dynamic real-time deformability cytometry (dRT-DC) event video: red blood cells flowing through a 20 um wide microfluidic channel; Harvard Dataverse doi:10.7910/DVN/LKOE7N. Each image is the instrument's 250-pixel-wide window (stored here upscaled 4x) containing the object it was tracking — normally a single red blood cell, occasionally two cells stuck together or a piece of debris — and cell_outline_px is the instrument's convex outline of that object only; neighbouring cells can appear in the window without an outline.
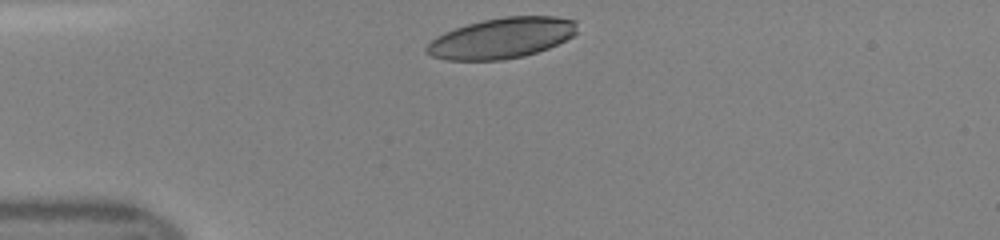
{"species": "human", "species_latin": "Homo sapiens", "temperature_condition": "room temperature", "stored_images_in_passage": 36, "camera_frame_rate_fps": 3000, "um_per_image_px": 0.085, "donor": {"sex": "female"}, "frame": {"image": 1, "passage_image": 1, "time_ms": 0.0, "image_size_px": [1000, 240], "cell_outline_px": [[576, 32], [572, 36], [548, 48], [524, 56], [500, 60], [448, 60], [432, 56], [424, 52], [424, 48], [436, 36], [444, 32], [468, 24], [484, 20], [504, 16], [556, 16], [576, 20]], "centroid_in_image_um": [42.62, 3.23], "position_along_channel_um": 42.4, "area_um2": 35.49}}
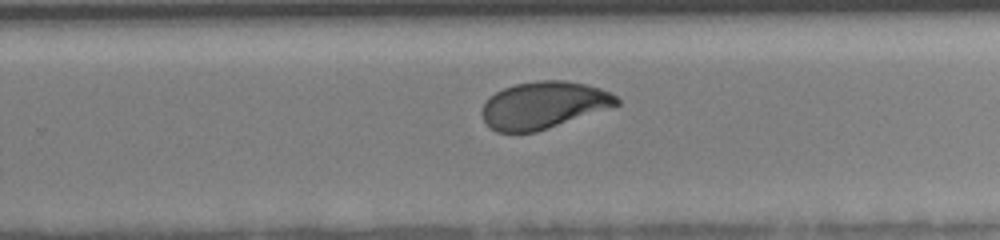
{"frame": {"image": 2, "passage_image": 20, "time_ms": 6.333, "image_size_px": [1000, 240], "cell_outline_px": [[620, 104], [536, 132], [496, 132], [484, 120], [480, 112], [488, 96], [504, 88], [516, 84], [536, 80], [564, 80], [584, 84], [600, 88], [616, 96], [620, 100]], "centroid_in_image_um": [46.17, 8.92], "position_along_channel_um": 283.6, "area_um2": 36.65}}
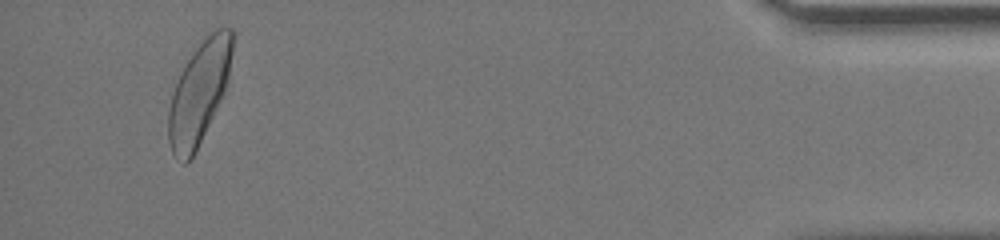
{"frame": {"image": 3, "passage_image": 34, "time_ms": 11.0, "image_size_px": [1000, 240], "cell_outline_px": [[236, 32], [228, 80], [224, 92], [192, 156], [184, 164], [172, 152], [168, 140], [168, 112], [172, 96], [176, 84], [188, 60], [196, 48], [220, 24], [232, 28]], "centroid_in_image_um": [16.97, 7.78], "position_along_channel_um": 418.2, "area_um2": 37.22}}